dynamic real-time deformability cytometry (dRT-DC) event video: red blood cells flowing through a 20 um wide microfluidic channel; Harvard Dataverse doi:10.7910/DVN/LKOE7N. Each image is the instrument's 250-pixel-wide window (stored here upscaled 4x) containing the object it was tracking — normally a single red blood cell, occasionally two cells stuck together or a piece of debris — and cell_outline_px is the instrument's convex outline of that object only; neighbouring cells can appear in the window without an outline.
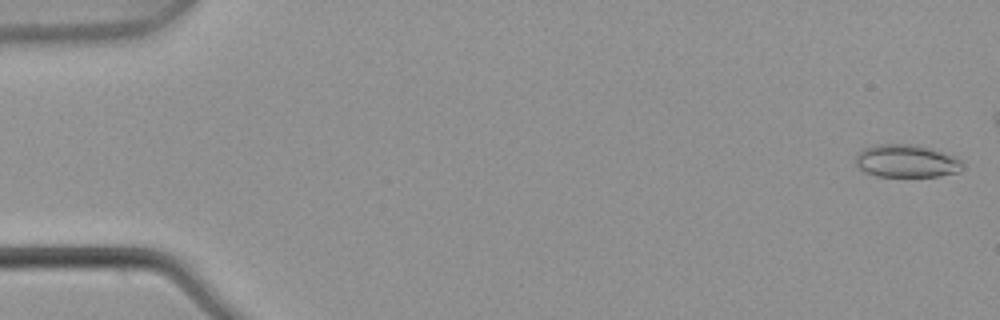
{"species": "common noctule bat (a hibernating species)", "species_latin": "Nyctalus noctula", "temperature_condition": "warm", "stored_images_in_passage": 6, "camera_frame_rate_fps": 3000, "um_per_image_px": 0.085, "animal": {"sex": "male", "body_mass_g": 21.5, "forearm_length_mm": 52.0}, "frame": {"image": 1, "passage_image": 1, "time_ms": 0.0, "image_size_px": [1000, 320], "cell_outline_px": [[964, 168], [960, 172], [940, 176], [876, 176], [864, 172], [856, 168], [856, 156], [864, 148], [876, 144], [912, 144], [928, 148], [956, 156], [964, 164]], "centroid_in_image_um": [77.06, 13.7], "position_along_channel_um": 7.9, "area_um2": 20.58}}